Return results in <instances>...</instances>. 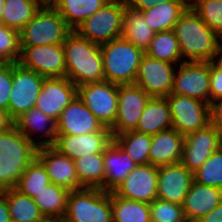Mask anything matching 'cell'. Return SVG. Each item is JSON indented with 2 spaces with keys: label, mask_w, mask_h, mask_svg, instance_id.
<instances>
[{
  "label": "cell",
  "mask_w": 222,
  "mask_h": 222,
  "mask_svg": "<svg viewBox=\"0 0 222 222\" xmlns=\"http://www.w3.org/2000/svg\"><path fill=\"white\" fill-rule=\"evenodd\" d=\"M185 136L173 128L152 135L149 164L156 167L179 163L182 157Z\"/></svg>",
  "instance_id": "cell-23"
},
{
  "label": "cell",
  "mask_w": 222,
  "mask_h": 222,
  "mask_svg": "<svg viewBox=\"0 0 222 222\" xmlns=\"http://www.w3.org/2000/svg\"><path fill=\"white\" fill-rule=\"evenodd\" d=\"M36 158L45 167L51 183L69 191L84 188L77 177L75 162L53 146L37 148Z\"/></svg>",
  "instance_id": "cell-19"
},
{
  "label": "cell",
  "mask_w": 222,
  "mask_h": 222,
  "mask_svg": "<svg viewBox=\"0 0 222 222\" xmlns=\"http://www.w3.org/2000/svg\"><path fill=\"white\" fill-rule=\"evenodd\" d=\"M221 146L222 134L210 123L185 136L180 163L194 173Z\"/></svg>",
  "instance_id": "cell-15"
},
{
  "label": "cell",
  "mask_w": 222,
  "mask_h": 222,
  "mask_svg": "<svg viewBox=\"0 0 222 222\" xmlns=\"http://www.w3.org/2000/svg\"><path fill=\"white\" fill-rule=\"evenodd\" d=\"M222 202V189L193 180L182 205L185 218L199 221Z\"/></svg>",
  "instance_id": "cell-24"
},
{
  "label": "cell",
  "mask_w": 222,
  "mask_h": 222,
  "mask_svg": "<svg viewBox=\"0 0 222 222\" xmlns=\"http://www.w3.org/2000/svg\"><path fill=\"white\" fill-rule=\"evenodd\" d=\"M190 6L189 1H169L141 11L145 22L155 32L172 30L179 17Z\"/></svg>",
  "instance_id": "cell-27"
},
{
  "label": "cell",
  "mask_w": 222,
  "mask_h": 222,
  "mask_svg": "<svg viewBox=\"0 0 222 222\" xmlns=\"http://www.w3.org/2000/svg\"><path fill=\"white\" fill-rule=\"evenodd\" d=\"M44 222H62V221L57 219H46Z\"/></svg>",
  "instance_id": "cell-51"
},
{
  "label": "cell",
  "mask_w": 222,
  "mask_h": 222,
  "mask_svg": "<svg viewBox=\"0 0 222 222\" xmlns=\"http://www.w3.org/2000/svg\"><path fill=\"white\" fill-rule=\"evenodd\" d=\"M169 1H187V0H126V3L128 7L141 12L152 8L156 4L165 3Z\"/></svg>",
  "instance_id": "cell-45"
},
{
  "label": "cell",
  "mask_w": 222,
  "mask_h": 222,
  "mask_svg": "<svg viewBox=\"0 0 222 222\" xmlns=\"http://www.w3.org/2000/svg\"><path fill=\"white\" fill-rule=\"evenodd\" d=\"M172 128L183 136L210 124V104L188 96L169 94Z\"/></svg>",
  "instance_id": "cell-10"
},
{
  "label": "cell",
  "mask_w": 222,
  "mask_h": 222,
  "mask_svg": "<svg viewBox=\"0 0 222 222\" xmlns=\"http://www.w3.org/2000/svg\"><path fill=\"white\" fill-rule=\"evenodd\" d=\"M103 160L105 167V192H113L137 166L114 140L105 148Z\"/></svg>",
  "instance_id": "cell-25"
},
{
  "label": "cell",
  "mask_w": 222,
  "mask_h": 222,
  "mask_svg": "<svg viewBox=\"0 0 222 222\" xmlns=\"http://www.w3.org/2000/svg\"><path fill=\"white\" fill-rule=\"evenodd\" d=\"M10 220L9 206L6 199V189L0 191V222H8Z\"/></svg>",
  "instance_id": "cell-46"
},
{
  "label": "cell",
  "mask_w": 222,
  "mask_h": 222,
  "mask_svg": "<svg viewBox=\"0 0 222 222\" xmlns=\"http://www.w3.org/2000/svg\"><path fill=\"white\" fill-rule=\"evenodd\" d=\"M202 21L222 39V0H189Z\"/></svg>",
  "instance_id": "cell-38"
},
{
  "label": "cell",
  "mask_w": 222,
  "mask_h": 222,
  "mask_svg": "<svg viewBox=\"0 0 222 222\" xmlns=\"http://www.w3.org/2000/svg\"><path fill=\"white\" fill-rule=\"evenodd\" d=\"M178 66L171 94L188 96L210 104L209 62H181Z\"/></svg>",
  "instance_id": "cell-12"
},
{
  "label": "cell",
  "mask_w": 222,
  "mask_h": 222,
  "mask_svg": "<svg viewBox=\"0 0 222 222\" xmlns=\"http://www.w3.org/2000/svg\"><path fill=\"white\" fill-rule=\"evenodd\" d=\"M113 222H151L150 205L132 201L111 192Z\"/></svg>",
  "instance_id": "cell-34"
},
{
  "label": "cell",
  "mask_w": 222,
  "mask_h": 222,
  "mask_svg": "<svg viewBox=\"0 0 222 222\" xmlns=\"http://www.w3.org/2000/svg\"><path fill=\"white\" fill-rule=\"evenodd\" d=\"M14 126V120L8 111L0 109V132H6Z\"/></svg>",
  "instance_id": "cell-48"
},
{
  "label": "cell",
  "mask_w": 222,
  "mask_h": 222,
  "mask_svg": "<svg viewBox=\"0 0 222 222\" xmlns=\"http://www.w3.org/2000/svg\"><path fill=\"white\" fill-rule=\"evenodd\" d=\"M77 95L103 124L111 128L117 117L118 85L106 80L77 87Z\"/></svg>",
  "instance_id": "cell-8"
},
{
  "label": "cell",
  "mask_w": 222,
  "mask_h": 222,
  "mask_svg": "<svg viewBox=\"0 0 222 222\" xmlns=\"http://www.w3.org/2000/svg\"><path fill=\"white\" fill-rule=\"evenodd\" d=\"M20 32L0 24V60L4 63H17L20 60Z\"/></svg>",
  "instance_id": "cell-40"
},
{
  "label": "cell",
  "mask_w": 222,
  "mask_h": 222,
  "mask_svg": "<svg viewBox=\"0 0 222 222\" xmlns=\"http://www.w3.org/2000/svg\"><path fill=\"white\" fill-rule=\"evenodd\" d=\"M43 4L42 0H5L1 23L20 32Z\"/></svg>",
  "instance_id": "cell-31"
},
{
  "label": "cell",
  "mask_w": 222,
  "mask_h": 222,
  "mask_svg": "<svg viewBox=\"0 0 222 222\" xmlns=\"http://www.w3.org/2000/svg\"><path fill=\"white\" fill-rule=\"evenodd\" d=\"M113 140L137 165L149 164L152 135L134 130L118 134Z\"/></svg>",
  "instance_id": "cell-35"
},
{
  "label": "cell",
  "mask_w": 222,
  "mask_h": 222,
  "mask_svg": "<svg viewBox=\"0 0 222 222\" xmlns=\"http://www.w3.org/2000/svg\"><path fill=\"white\" fill-rule=\"evenodd\" d=\"M77 177L84 188L104 191L105 167L103 153H95L74 160Z\"/></svg>",
  "instance_id": "cell-32"
},
{
  "label": "cell",
  "mask_w": 222,
  "mask_h": 222,
  "mask_svg": "<svg viewBox=\"0 0 222 222\" xmlns=\"http://www.w3.org/2000/svg\"><path fill=\"white\" fill-rule=\"evenodd\" d=\"M4 2L5 0H0V24H1V19H2V11L4 7Z\"/></svg>",
  "instance_id": "cell-50"
},
{
  "label": "cell",
  "mask_w": 222,
  "mask_h": 222,
  "mask_svg": "<svg viewBox=\"0 0 222 222\" xmlns=\"http://www.w3.org/2000/svg\"><path fill=\"white\" fill-rule=\"evenodd\" d=\"M51 183L43 164L35 158L25 169L15 189L34 198L44 187Z\"/></svg>",
  "instance_id": "cell-37"
},
{
  "label": "cell",
  "mask_w": 222,
  "mask_h": 222,
  "mask_svg": "<svg viewBox=\"0 0 222 222\" xmlns=\"http://www.w3.org/2000/svg\"><path fill=\"white\" fill-rule=\"evenodd\" d=\"M66 77L77 87L105 80L100 45L73 30L63 43Z\"/></svg>",
  "instance_id": "cell-2"
},
{
  "label": "cell",
  "mask_w": 222,
  "mask_h": 222,
  "mask_svg": "<svg viewBox=\"0 0 222 222\" xmlns=\"http://www.w3.org/2000/svg\"><path fill=\"white\" fill-rule=\"evenodd\" d=\"M151 221L180 222L185 218L182 205L158 198L150 204Z\"/></svg>",
  "instance_id": "cell-41"
},
{
  "label": "cell",
  "mask_w": 222,
  "mask_h": 222,
  "mask_svg": "<svg viewBox=\"0 0 222 222\" xmlns=\"http://www.w3.org/2000/svg\"><path fill=\"white\" fill-rule=\"evenodd\" d=\"M197 222H222V202Z\"/></svg>",
  "instance_id": "cell-47"
},
{
  "label": "cell",
  "mask_w": 222,
  "mask_h": 222,
  "mask_svg": "<svg viewBox=\"0 0 222 222\" xmlns=\"http://www.w3.org/2000/svg\"><path fill=\"white\" fill-rule=\"evenodd\" d=\"M6 199L10 219L17 222H44L46 220L34 199L20 193L15 188L6 189Z\"/></svg>",
  "instance_id": "cell-33"
},
{
  "label": "cell",
  "mask_w": 222,
  "mask_h": 222,
  "mask_svg": "<svg viewBox=\"0 0 222 222\" xmlns=\"http://www.w3.org/2000/svg\"><path fill=\"white\" fill-rule=\"evenodd\" d=\"M112 140L111 131L83 135L58 134L53 147L74 161L89 154L103 153Z\"/></svg>",
  "instance_id": "cell-21"
},
{
  "label": "cell",
  "mask_w": 222,
  "mask_h": 222,
  "mask_svg": "<svg viewBox=\"0 0 222 222\" xmlns=\"http://www.w3.org/2000/svg\"><path fill=\"white\" fill-rule=\"evenodd\" d=\"M151 96L136 84L118 85L117 117L110 128L112 137L134 131Z\"/></svg>",
  "instance_id": "cell-11"
},
{
  "label": "cell",
  "mask_w": 222,
  "mask_h": 222,
  "mask_svg": "<svg viewBox=\"0 0 222 222\" xmlns=\"http://www.w3.org/2000/svg\"><path fill=\"white\" fill-rule=\"evenodd\" d=\"M13 63H3L0 66V109L8 111L12 90Z\"/></svg>",
  "instance_id": "cell-42"
},
{
  "label": "cell",
  "mask_w": 222,
  "mask_h": 222,
  "mask_svg": "<svg viewBox=\"0 0 222 222\" xmlns=\"http://www.w3.org/2000/svg\"><path fill=\"white\" fill-rule=\"evenodd\" d=\"M8 222H17V221H15V220H13V219H10Z\"/></svg>",
  "instance_id": "cell-54"
},
{
  "label": "cell",
  "mask_w": 222,
  "mask_h": 222,
  "mask_svg": "<svg viewBox=\"0 0 222 222\" xmlns=\"http://www.w3.org/2000/svg\"><path fill=\"white\" fill-rule=\"evenodd\" d=\"M36 154L37 147L15 126L0 132V191L15 188Z\"/></svg>",
  "instance_id": "cell-3"
},
{
  "label": "cell",
  "mask_w": 222,
  "mask_h": 222,
  "mask_svg": "<svg viewBox=\"0 0 222 222\" xmlns=\"http://www.w3.org/2000/svg\"><path fill=\"white\" fill-rule=\"evenodd\" d=\"M180 222H197L188 218H184L183 220H181Z\"/></svg>",
  "instance_id": "cell-52"
},
{
  "label": "cell",
  "mask_w": 222,
  "mask_h": 222,
  "mask_svg": "<svg viewBox=\"0 0 222 222\" xmlns=\"http://www.w3.org/2000/svg\"><path fill=\"white\" fill-rule=\"evenodd\" d=\"M219 57V58H218ZM217 68L222 70V44L220 43L212 61H211Z\"/></svg>",
  "instance_id": "cell-49"
},
{
  "label": "cell",
  "mask_w": 222,
  "mask_h": 222,
  "mask_svg": "<svg viewBox=\"0 0 222 222\" xmlns=\"http://www.w3.org/2000/svg\"><path fill=\"white\" fill-rule=\"evenodd\" d=\"M173 30L183 62H211L222 40L191 6L179 17Z\"/></svg>",
  "instance_id": "cell-1"
},
{
  "label": "cell",
  "mask_w": 222,
  "mask_h": 222,
  "mask_svg": "<svg viewBox=\"0 0 222 222\" xmlns=\"http://www.w3.org/2000/svg\"><path fill=\"white\" fill-rule=\"evenodd\" d=\"M158 167L137 165L113 191L122 198L150 204L157 198Z\"/></svg>",
  "instance_id": "cell-16"
},
{
  "label": "cell",
  "mask_w": 222,
  "mask_h": 222,
  "mask_svg": "<svg viewBox=\"0 0 222 222\" xmlns=\"http://www.w3.org/2000/svg\"><path fill=\"white\" fill-rule=\"evenodd\" d=\"M175 68L172 63L144 54L134 84L151 97H166L172 92Z\"/></svg>",
  "instance_id": "cell-14"
},
{
  "label": "cell",
  "mask_w": 222,
  "mask_h": 222,
  "mask_svg": "<svg viewBox=\"0 0 222 222\" xmlns=\"http://www.w3.org/2000/svg\"><path fill=\"white\" fill-rule=\"evenodd\" d=\"M14 126L37 148L54 146L57 138V122L44 114L40 109L33 107L14 120ZM42 133L43 140L34 141L33 132Z\"/></svg>",
  "instance_id": "cell-22"
},
{
  "label": "cell",
  "mask_w": 222,
  "mask_h": 222,
  "mask_svg": "<svg viewBox=\"0 0 222 222\" xmlns=\"http://www.w3.org/2000/svg\"><path fill=\"white\" fill-rule=\"evenodd\" d=\"M145 54L161 61H167L178 65L181 60L180 45L176 38L174 30L155 33Z\"/></svg>",
  "instance_id": "cell-36"
},
{
  "label": "cell",
  "mask_w": 222,
  "mask_h": 222,
  "mask_svg": "<svg viewBox=\"0 0 222 222\" xmlns=\"http://www.w3.org/2000/svg\"><path fill=\"white\" fill-rule=\"evenodd\" d=\"M126 6V0H110L83 21L75 31L81 37L99 45L122 37Z\"/></svg>",
  "instance_id": "cell-7"
},
{
  "label": "cell",
  "mask_w": 222,
  "mask_h": 222,
  "mask_svg": "<svg viewBox=\"0 0 222 222\" xmlns=\"http://www.w3.org/2000/svg\"><path fill=\"white\" fill-rule=\"evenodd\" d=\"M210 123L222 134V99L210 104Z\"/></svg>",
  "instance_id": "cell-44"
},
{
  "label": "cell",
  "mask_w": 222,
  "mask_h": 222,
  "mask_svg": "<svg viewBox=\"0 0 222 222\" xmlns=\"http://www.w3.org/2000/svg\"><path fill=\"white\" fill-rule=\"evenodd\" d=\"M18 63L42 75L44 78L66 77L63 44L20 47Z\"/></svg>",
  "instance_id": "cell-13"
},
{
  "label": "cell",
  "mask_w": 222,
  "mask_h": 222,
  "mask_svg": "<svg viewBox=\"0 0 222 222\" xmlns=\"http://www.w3.org/2000/svg\"><path fill=\"white\" fill-rule=\"evenodd\" d=\"M77 96V86L67 77L45 78L35 107L56 121Z\"/></svg>",
  "instance_id": "cell-17"
},
{
  "label": "cell",
  "mask_w": 222,
  "mask_h": 222,
  "mask_svg": "<svg viewBox=\"0 0 222 222\" xmlns=\"http://www.w3.org/2000/svg\"><path fill=\"white\" fill-rule=\"evenodd\" d=\"M44 3H50L52 0H42Z\"/></svg>",
  "instance_id": "cell-53"
},
{
  "label": "cell",
  "mask_w": 222,
  "mask_h": 222,
  "mask_svg": "<svg viewBox=\"0 0 222 222\" xmlns=\"http://www.w3.org/2000/svg\"><path fill=\"white\" fill-rule=\"evenodd\" d=\"M210 66V104L222 99V70L217 68L212 62Z\"/></svg>",
  "instance_id": "cell-43"
},
{
  "label": "cell",
  "mask_w": 222,
  "mask_h": 222,
  "mask_svg": "<svg viewBox=\"0 0 222 222\" xmlns=\"http://www.w3.org/2000/svg\"><path fill=\"white\" fill-rule=\"evenodd\" d=\"M172 128L170 105L165 97H151L135 131L155 135Z\"/></svg>",
  "instance_id": "cell-26"
},
{
  "label": "cell",
  "mask_w": 222,
  "mask_h": 222,
  "mask_svg": "<svg viewBox=\"0 0 222 222\" xmlns=\"http://www.w3.org/2000/svg\"><path fill=\"white\" fill-rule=\"evenodd\" d=\"M154 36L155 32L145 22L143 13L126 6L122 37L145 51Z\"/></svg>",
  "instance_id": "cell-30"
},
{
  "label": "cell",
  "mask_w": 222,
  "mask_h": 222,
  "mask_svg": "<svg viewBox=\"0 0 222 222\" xmlns=\"http://www.w3.org/2000/svg\"><path fill=\"white\" fill-rule=\"evenodd\" d=\"M70 191L50 183L33 198L40 212L46 219L61 220L65 216Z\"/></svg>",
  "instance_id": "cell-29"
},
{
  "label": "cell",
  "mask_w": 222,
  "mask_h": 222,
  "mask_svg": "<svg viewBox=\"0 0 222 222\" xmlns=\"http://www.w3.org/2000/svg\"><path fill=\"white\" fill-rule=\"evenodd\" d=\"M72 31L58 11L44 3L20 31V47L63 44Z\"/></svg>",
  "instance_id": "cell-5"
},
{
  "label": "cell",
  "mask_w": 222,
  "mask_h": 222,
  "mask_svg": "<svg viewBox=\"0 0 222 222\" xmlns=\"http://www.w3.org/2000/svg\"><path fill=\"white\" fill-rule=\"evenodd\" d=\"M110 0H52L50 4L75 30L83 21L91 17Z\"/></svg>",
  "instance_id": "cell-28"
},
{
  "label": "cell",
  "mask_w": 222,
  "mask_h": 222,
  "mask_svg": "<svg viewBox=\"0 0 222 222\" xmlns=\"http://www.w3.org/2000/svg\"><path fill=\"white\" fill-rule=\"evenodd\" d=\"M44 79L20 63H13L12 90L8 104V113L13 120L35 107Z\"/></svg>",
  "instance_id": "cell-9"
},
{
  "label": "cell",
  "mask_w": 222,
  "mask_h": 222,
  "mask_svg": "<svg viewBox=\"0 0 222 222\" xmlns=\"http://www.w3.org/2000/svg\"><path fill=\"white\" fill-rule=\"evenodd\" d=\"M105 80L117 85L134 84L145 51L124 37L100 45Z\"/></svg>",
  "instance_id": "cell-4"
},
{
  "label": "cell",
  "mask_w": 222,
  "mask_h": 222,
  "mask_svg": "<svg viewBox=\"0 0 222 222\" xmlns=\"http://www.w3.org/2000/svg\"><path fill=\"white\" fill-rule=\"evenodd\" d=\"M193 180V173L180 162L158 167L157 198L183 205Z\"/></svg>",
  "instance_id": "cell-18"
},
{
  "label": "cell",
  "mask_w": 222,
  "mask_h": 222,
  "mask_svg": "<svg viewBox=\"0 0 222 222\" xmlns=\"http://www.w3.org/2000/svg\"><path fill=\"white\" fill-rule=\"evenodd\" d=\"M62 222H113L111 192L98 188L70 191Z\"/></svg>",
  "instance_id": "cell-6"
},
{
  "label": "cell",
  "mask_w": 222,
  "mask_h": 222,
  "mask_svg": "<svg viewBox=\"0 0 222 222\" xmlns=\"http://www.w3.org/2000/svg\"><path fill=\"white\" fill-rule=\"evenodd\" d=\"M57 122V133L83 135L97 131H111L94 116L78 95L61 112Z\"/></svg>",
  "instance_id": "cell-20"
},
{
  "label": "cell",
  "mask_w": 222,
  "mask_h": 222,
  "mask_svg": "<svg viewBox=\"0 0 222 222\" xmlns=\"http://www.w3.org/2000/svg\"><path fill=\"white\" fill-rule=\"evenodd\" d=\"M195 182L222 189V146L193 173Z\"/></svg>",
  "instance_id": "cell-39"
}]
</instances>
